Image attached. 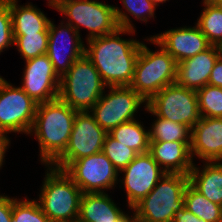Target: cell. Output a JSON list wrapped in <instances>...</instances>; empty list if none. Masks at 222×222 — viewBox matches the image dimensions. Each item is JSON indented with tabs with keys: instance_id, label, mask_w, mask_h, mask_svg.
<instances>
[{
	"instance_id": "obj_8",
	"label": "cell",
	"mask_w": 222,
	"mask_h": 222,
	"mask_svg": "<svg viewBox=\"0 0 222 222\" xmlns=\"http://www.w3.org/2000/svg\"><path fill=\"white\" fill-rule=\"evenodd\" d=\"M145 107L153 115L187 125L191 129L201 118L197 92L176 83L165 86Z\"/></svg>"
},
{
	"instance_id": "obj_1",
	"label": "cell",
	"mask_w": 222,
	"mask_h": 222,
	"mask_svg": "<svg viewBox=\"0 0 222 222\" xmlns=\"http://www.w3.org/2000/svg\"><path fill=\"white\" fill-rule=\"evenodd\" d=\"M135 30L118 28L115 32L87 40L85 56L97 69L106 86H129L141 44L134 39L125 40L121 33H134Z\"/></svg>"
},
{
	"instance_id": "obj_28",
	"label": "cell",
	"mask_w": 222,
	"mask_h": 222,
	"mask_svg": "<svg viewBox=\"0 0 222 222\" xmlns=\"http://www.w3.org/2000/svg\"><path fill=\"white\" fill-rule=\"evenodd\" d=\"M196 92L201 117L222 118V88L207 84Z\"/></svg>"
},
{
	"instance_id": "obj_37",
	"label": "cell",
	"mask_w": 222,
	"mask_h": 222,
	"mask_svg": "<svg viewBox=\"0 0 222 222\" xmlns=\"http://www.w3.org/2000/svg\"><path fill=\"white\" fill-rule=\"evenodd\" d=\"M4 2H6L7 4L11 5V4H17V0H3ZM49 2V6H52L54 9H57L58 7V2L57 0H48Z\"/></svg>"
},
{
	"instance_id": "obj_34",
	"label": "cell",
	"mask_w": 222,
	"mask_h": 222,
	"mask_svg": "<svg viewBox=\"0 0 222 222\" xmlns=\"http://www.w3.org/2000/svg\"><path fill=\"white\" fill-rule=\"evenodd\" d=\"M208 84L222 88V54L214 64Z\"/></svg>"
},
{
	"instance_id": "obj_32",
	"label": "cell",
	"mask_w": 222,
	"mask_h": 222,
	"mask_svg": "<svg viewBox=\"0 0 222 222\" xmlns=\"http://www.w3.org/2000/svg\"><path fill=\"white\" fill-rule=\"evenodd\" d=\"M122 3L131 15L145 22L146 17H153L156 7L151 0H122Z\"/></svg>"
},
{
	"instance_id": "obj_27",
	"label": "cell",
	"mask_w": 222,
	"mask_h": 222,
	"mask_svg": "<svg viewBox=\"0 0 222 222\" xmlns=\"http://www.w3.org/2000/svg\"><path fill=\"white\" fill-rule=\"evenodd\" d=\"M14 44L25 60L47 54L48 32H37L27 35H13Z\"/></svg>"
},
{
	"instance_id": "obj_31",
	"label": "cell",
	"mask_w": 222,
	"mask_h": 222,
	"mask_svg": "<svg viewBox=\"0 0 222 222\" xmlns=\"http://www.w3.org/2000/svg\"><path fill=\"white\" fill-rule=\"evenodd\" d=\"M13 44L14 37L9 4L0 0V53Z\"/></svg>"
},
{
	"instance_id": "obj_26",
	"label": "cell",
	"mask_w": 222,
	"mask_h": 222,
	"mask_svg": "<svg viewBox=\"0 0 222 222\" xmlns=\"http://www.w3.org/2000/svg\"><path fill=\"white\" fill-rule=\"evenodd\" d=\"M154 122L149 130L150 142L191 141L192 129L189 126L158 116Z\"/></svg>"
},
{
	"instance_id": "obj_7",
	"label": "cell",
	"mask_w": 222,
	"mask_h": 222,
	"mask_svg": "<svg viewBox=\"0 0 222 222\" xmlns=\"http://www.w3.org/2000/svg\"><path fill=\"white\" fill-rule=\"evenodd\" d=\"M105 86L84 54L60 78L58 98L77 111H89L104 93Z\"/></svg>"
},
{
	"instance_id": "obj_22",
	"label": "cell",
	"mask_w": 222,
	"mask_h": 222,
	"mask_svg": "<svg viewBox=\"0 0 222 222\" xmlns=\"http://www.w3.org/2000/svg\"><path fill=\"white\" fill-rule=\"evenodd\" d=\"M9 9L12 17L13 35L48 32L50 20L35 6L11 4Z\"/></svg>"
},
{
	"instance_id": "obj_23",
	"label": "cell",
	"mask_w": 222,
	"mask_h": 222,
	"mask_svg": "<svg viewBox=\"0 0 222 222\" xmlns=\"http://www.w3.org/2000/svg\"><path fill=\"white\" fill-rule=\"evenodd\" d=\"M108 134L118 142L133 149L137 154H144L149 151V131H145L140 122L136 120L120 124Z\"/></svg>"
},
{
	"instance_id": "obj_17",
	"label": "cell",
	"mask_w": 222,
	"mask_h": 222,
	"mask_svg": "<svg viewBox=\"0 0 222 222\" xmlns=\"http://www.w3.org/2000/svg\"><path fill=\"white\" fill-rule=\"evenodd\" d=\"M222 48L211 45L195 56L177 63L176 84L197 91L208 84L211 71Z\"/></svg>"
},
{
	"instance_id": "obj_16",
	"label": "cell",
	"mask_w": 222,
	"mask_h": 222,
	"mask_svg": "<svg viewBox=\"0 0 222 222\" xmlns=\"http://www.w3.org/2000/svg\"><path fill=\"white\" fill-rule=\"evenodd\" d=\"M147 40L161 45L177 63L191 58L211 46L197 25L171 29Z\"/></svg>"
},
{
	"instance_id": "obj_29",
	"label": "cell",
	"mask_w": 222,
	"mask_h": 222,
	"mask_svg": "<svg viewBox=\"0 0 222 222\" xmlns=\"http://www.w3.org/2000/svg\"><path fill=\"white\" fill-rule=\"evenodd\" d=\"M102 152L107 156L118 171L123 170L138 155L133 149L118 142L109 134L106 135Z\"/></svg>"
},
{
	"instance_id": "obj_13",
	"label": "cell",
	"mask_w": 222,
	"mask_h": 222,
	"mask_svg": "<svg viewBox=\"0 0 222 222\" xmlns=\"http://www.w3.org/2000/svg\"><path fill=\"white\" fill-rule=\"evenodd\" d=\"M26 61L23 91L37 104L58 98L60 77L55 72L47 54Z\"/></svg>"
},
{
	"instance_id": "obj_3",
	"label": "cell",
	"mask_w": 222,
	"mask_h": 222,
	"mask_svg": "<svg viewBox=\"0 0 222 222\" xmlns=\"http://www.w3.org/2000/svg\"><path fill=\"white\" fill-rule=\"evenodd\" d=\"M57 10L69 17L70 24L78 33L80 26L89 29V37H101L115 32L118 28L134 30L128 16L118 7L92 0H65ZM73 23H75L73 25Z\"/></svg>"
},
{
	"instance_id": "obj_19",
	"label": "cell",
	"mask_w": 222,
	"mask_h": 222,
	"mask_svg": "<svg viewBox=\"0 0 222 222\" xmlns=\"http://www.w3.org/2000/svg\"><path fill=\"white\" fill-rule=\"evenodd\" d=\"M191 141L150 142L148 153L166 173L189 175L193 164Z\"/></svg>"
},
{
	"instance_id": "obj_14",
	"label": "cell",
	"mask_w": 222,
	"mask_h": 222,
	"mask_svg": "<svg viewBox=\"0 0 222 222\" xmlns=\"http://www.w3.org/2000/svg\"><path fill=\"white\" fill-rule=\"evenodd\" d=\"M121 171L125 173L121 183H124L130 208L146 197L166 174L148 152L138 154Z\"/></svg>"
},
{
	"instance_id": "obj_25",
	"label": "cell",
	"mask_w": 222,
	"mask_h": 222,
	"mask_svg": "<svg viewBox=\"0 0 222 222\" xmlns=\"http://www.w3.org/2000/svg\"><path fill=\"white\" fill-rule=\"evenodd\" d=\"M203 3L205 8L196 24L211 45L222 48V9L211 0Z\"/></svg>"
},
{
	"instance_id": "obj_6",
	"label": "cell",
	"mask_w": 222,
	"mask_h": 222,
	"mask_svg": "<svg viewBox=\"0 0 222 222\" xmlns=\"http://www.w3.org/2000/svg\"><path fill=\"white\" fill-rule=\"evenodd\" d=\"M151 51L142 43L129 85L146 103L165 86L176 82L177 62L161 46Z\"/></svg>"
},
{
	"instance_id": "obj_4",
	"label": "cell",
	"mask_w": 222,
	"mask_h": 222,
	"mask_svg": "<svg viewBox=\"0 0 222 222\" xmlns=\"http://www.w3.org/2000/svg\"><path fill=\"white\" fill-rule=\"evenodd\" d=\"M188 184V175L166 173L152 191L131 208L135 210L134 220L172 222L174 213L184 207V192Z\"/></svg>"
},
{
	"instance_id": "obj_33",
	"label": "cell",
	"mask_w": 222,
	"mask_h": 222,
	"mask_svg": "<svg viewBox=\"0 0 222 222\" xmlns=\"http://www.w3.org/2000/svg\"><path fill=\"white\" fill-rule=\"evenodd\" d=\"M15 200L0 195V222H12V205Z\"/></svg>"
},
{
	"instance_id": "obj_15",
	"label": "cell",
	"mask_w": 222,
	"mask_h": 222,
	"mask_svg": "<svg viewBox=\"0 0 222 222\" xmlns=\"http://www.w3.org/2000/svg\"><path fill=\"white\" fill-rule=\"evenodd\" d=\"M61 24V27H59L60 29H58V27L56 28L54 23L50 21L48 27L49 39L47 51L49 60L53 64L54 70L60 78L68 72L78 58L84 55L85 51V46L82 44L83 42L81 41L80 34L70 24L66 23V26H63V23ZM70 33H72L70 37H65ZM63 36L64 38L61 39V42L63 41V43H66V40L69 41V39L71 41L72 46L69 44V49H66L68 47L65 46V43H62V46L60 47L57 45L60 43V38Z\"/></svg>"
},
{
	"instance_id": "obj_11",
	"label": "cell",
	"mask_w": 222,
	"mask_h": 222,
	"mask_svg": "<svg viewBox=\"0 0 222 222\" xmlns=\"http://www.w3.org/2000/svg\"><path fill=\"white\" fill-rule=\"evenodd\" d=\"M63 171L74 181L82 193H101L112 188L118 170L103 153H97L71 161Z\"/></svg>"
},
{
	"instance_id": "obj_12",
	"label": "cell",
	"mask_w": 222,
	"mask_h": 222,
	"mask_svg": "<svg viewBox=\"0 0 222 222\" xmlns=\"http://www.w3.org/2000/svg\"><path fill=\"white\" fill-rule=\"evenodd\" d=\"M37 103L21 87H13L0 77V130L30 134Z\"/></svg>"
},
{
	"instance_id": "obj_10",
	"label": "cell",
	"mask_w": 222,
	"mask_h": 222,
	"mask_svg": "<svg viewBox=\"0 0 222 222\" xmlns=\"http://www.w3.org/2000/svg\"><path fill=\"white\" fill-rule=\"evenodd\" d=\"M89 111H78L64 153L52 164L63 170L71 161L102 152L108 134L89 114Z\"/></svg>"
},
{
	"instance_id": "obj_24",
	"label": "cell",
	"mask_w": 222,
	"mask_h": 222,
	"mask_svg": "<svg viewBox=\"0 0 222 222\" xmlns=\"http://www.w3.org/2000/svg\"><path fill=\"white\" fill-rule=\"evenodd\" d=\"M184 207L196 217L206 222L222 221V206L205 198L190 183L184 192Z\"/></svg>"
},
{
	"instance_id": "obj_2",
	"label": "cell",
	"mask_w": 222,
	"mask_h": 222,
	"mask_svg": "<svg viewBox=\"0 0 222 222\" xmlns=\"http://www.w3.org/2000/svg\"><path fill=\"white\" fill-rule=\"evenodd\" d=\"M77 112L59 98L37 104L30 134L37 136L41 161L47 166H52L67 148Z\"/></svg>"
},
{
	"instance_id": "obj_35",
	"label": "cell",
	"mask_w": 222,
	"mask_h": 222,
	"mask_svg": "<svg viewBox=\"0 0 222 222\" xmlns=\"http://www.w3.org/2000/svg\"><path fill=\"white\" fill-rule=\"evenodd\" d=\"M172 222H206V221L203 219H199L192 212L188 211L185 207H183L174 213Z\"/></svg>"
},
{
	"instance_id": "obj_39",
	"label": "cell",
	"mask_w": 222,
	"mask_h": 222,
	"mask_svg": "<svg viewBox=\"0 0 222 222\" xmlns=\"http://www.w3.org/2000/svg\"><path fill=\"white\" fill-rule=\"evenodd\" d=\"M151 1L156 6V5H158V3H163V2H165L167 0H151Z\"/></svg>"
},
{
	"instance_id": "obj_30",
	"label": "cell",
	"mask_w": 222,
	"mask_h": 222,
	"mask_svg": "<svg viewBox=\"0 0 222 222\" xmlns=\"http://www.w3.org/2000/svg\"><path fill=\"white\" fill-rule=\"evenodd\" d=\"M12 222H52L35 200H15L12 205Z\"/></svg>"
},
{
	"instance_id": "obj_40",
	"label": "cell",
	"mask_w": 222,
	"mask_h": 222,
	"mask_svg": "<svg viewBox=\"0 0 222 222\" xmlns=\"http://www.w3.org/2000/svg\"><path fill=\"white\" fill-rule=\"evenodd\" d=\"M62 1H65V0H57L58 4H59L60 2H62Z\"/></svg>"
},
{
	"instance_id": "obj_5",
	"label": "cell",
	"mask_w": 222,
	"mask_h": 222,
	"mask_svg": "<svg viewBox=\"0 0 222 222\" xmlns=\"http://www.w3.org/2000/svg\"><path fill=\"white\" fill-rule=\"evenodd\" d=\"M39 205L52 222H77L82 191L63 171L48 166Z\"/></svg>"
},
{
	"instance_id": "obj_9",
	"label": "cell",
	"mask_w": 222,
	"mask_h": 222,
	"mask_svg": "<svg viewBox=\"0 0 222 222\" xmlns=\"http://www.w3.org/2000/svg\"><path fill=\"white\" fill-rule=\"evenodd\" d=\"M109 94H102L90 109L95 121L109 133L120 124L135 120L134 114L146 102L130 86H109Z\"/></svg>"
},
{
	"instance_id": "obj_38",
	"label": "cell",
	"mask_w": 222,
	"mask_h": 222,
	"mask_svg": "<svg viewBox=\"0 0 222 222\" xmlns=\"http://www.w3.org/2000/svg\"><path fill=\"white\" fill-rule=\"evenodd\" d=\"M215 5L222 9V0H211Z\"/></svg>"
},
{
	"instance_id": "obj_20",
	"label": "cell",
	"mask_w": 222,
	"mask_h": 222,
	"mask_svg": "<svg viewBox=\"0 0 222 222\" xmlns=\"http://www.w3.org/2000/svg\"><path fill=\"white\" fill-rule=\"evenodd\" d=\"M104 192L83 193L77 222H132Z\"/></svg>"
},
{
	"instance_id": "obj_18",
	"label": "cell",
	"mask_w": 222,
	"mask_h": 222,
	"mask_svg": "<svg viewBox=\"0 0 222 222\" xmlns=\"http://www.w3.org/2000/svg\"><path fill=\"white\" fill-rule=\"evenodd\" d=\"M191 155L222 162V118L201 117L191 133Z\"/></svg>"
},
{
	"instance_id": "obj_36",
	"label": "cell",
	"mask_w": 222,
	"mask_h": 222,
	"mask_svg": "<svg viewBox=\"0 0 222 222\" xmlns=\"http://www.w3.org/2000/svg\"><path fill=\"white\" fill-rule=\"evenodd\" d=\"M5 134H7V132L0 130V167L3 165L2 163L4 154L7 149V146H9L8 144L10 143L9 139L6 138L7 136H5Z\"/></svg>"
},
{
	"instance_id": "obj_21",
	"label": "cell",
	"mask_w": 222,
	"mask_h": 222,
	"mask_svg": "<svg viewBox=\"0 0 222 222\" xmlns=\"http://www.w3.org/2000/svg\"><path fill=\"white\" fill-rule=\"evenodd\" d=\"M193 165L189 172V183L205 198L222 206V163L207 162L201 172Z\"/></svg>"
}]
</instances>
